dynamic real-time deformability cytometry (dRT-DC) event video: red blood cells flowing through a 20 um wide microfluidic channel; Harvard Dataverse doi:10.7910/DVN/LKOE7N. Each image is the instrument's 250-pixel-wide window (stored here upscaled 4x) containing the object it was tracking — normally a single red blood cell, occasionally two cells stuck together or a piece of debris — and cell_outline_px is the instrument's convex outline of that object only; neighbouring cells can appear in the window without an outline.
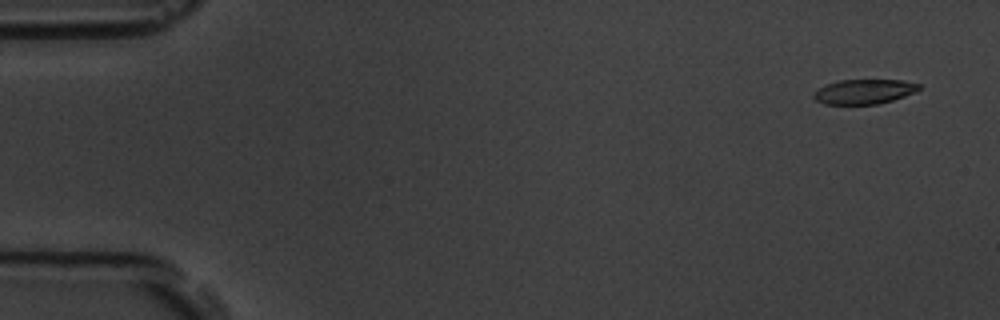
{"species": "common noctule bat (a hibernating species)", "species_latin": "Nyctalus noctula", "temperature_condition": "room temperature", "stored_images_in_passage": 6, "camera_frame_rate_fps": 3000, "um_per_image_px": 0.085, "animal": {"sex": "male", "body_mass_g": 19.5, "forearm_length_mm": 54.6}, "frame": {"image": 1, "passage_image": 1, "time_ms": 0.0, "image_size_px": [1000, 320], "cell_outline_px": [[920, 88], [904, 96], [880, 104], [824, 104], [816, 100], [812, 96], [820, 88], [828, 84], [840, 80], [904, 80], [920, 84]], "centroid_in_image_um": [73.46, 7.79], "position_along_channel_um": 11.5, "area_um2": 14.91}}
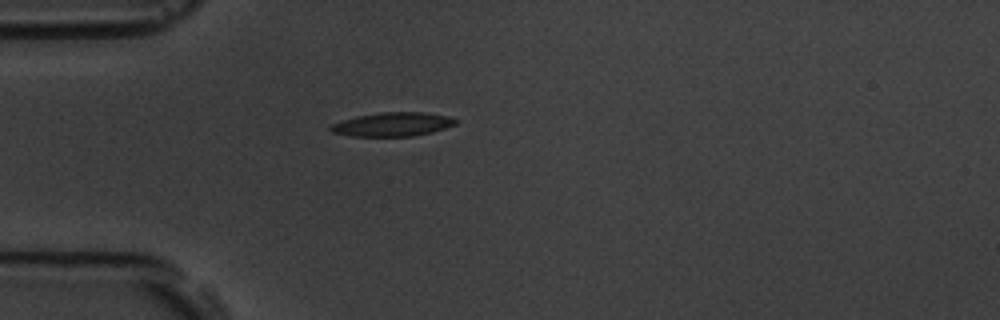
{"frame": {"image": 2, "passage_image": 4, "time_ms": 4.333, "image_size_px": [1000, 320], "cell_outline_px": [[460, 120], [456, 124], [432, 132], [412, 136], [352, 136], [332, 132], [328, 128], [332, 124], [356, 116], [380, 112], [424, 112], [448, 116]], "centroid_in_image_um": [33.4, 10.56], "position_along_channel_um": 51.6, "area_um2": 17.34}}
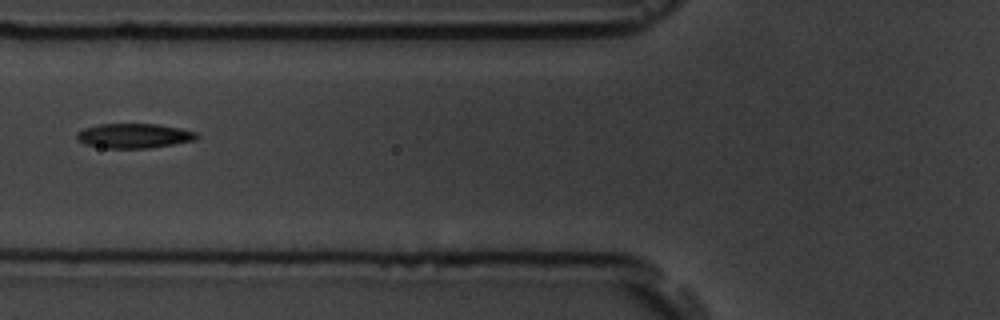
{"frame": {"image": 3, "passage_image": 6, "time_ms": 6.333, "image_size_px": [1000, 320], "cell_outline_px": [[200, 136], [196, 140], [148, 148], [108, 148], [84, 144], [76, 140], [76, 132], [84, 128], [100, 124], [156, 124], [180, 128], [196, 132]], "centroid_in_image_um": [11.37, 11.54], "position_along_channel_um": 114.4, "area_um2": 17.22}}